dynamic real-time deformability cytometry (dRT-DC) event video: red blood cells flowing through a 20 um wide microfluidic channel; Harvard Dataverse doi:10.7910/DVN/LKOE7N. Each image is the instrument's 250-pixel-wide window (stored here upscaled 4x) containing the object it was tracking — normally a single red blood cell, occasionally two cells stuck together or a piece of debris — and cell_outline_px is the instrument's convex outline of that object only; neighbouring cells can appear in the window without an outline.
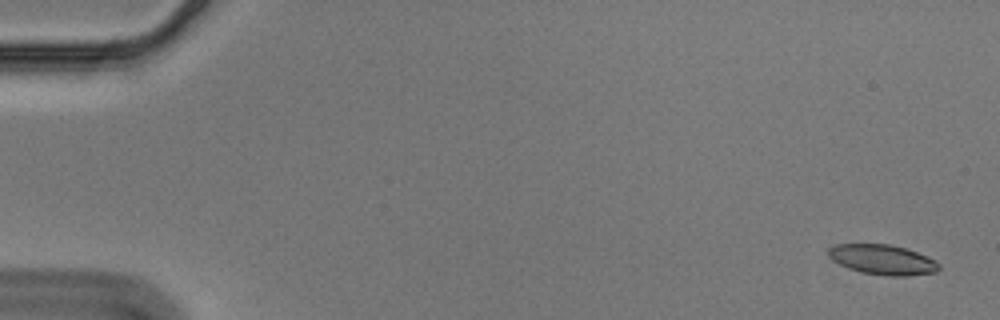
{"species": "Egyptian fruit bat (a non-hibernating species)", "species_latin": "Rousettus aegyptiacus", "temperature_condition": "cold", "stored_images_in_passage": 56, "camera_frame_rate_fps": 3000, "um_per_image_px": 0.085, "animal": {"sex": "male"}, "frame": {"image": 1, "passage_image": 1, "time_ms": 0.0, "image_size_px": [1000, 320], "cell_outline_px": [[940, 268], [936, 272], [904, 276], [888, 276], [860, 272], [848, 268], [832, 260], [828, 256], [828, 248], [836, 244], [892, 244], [916, 252], [936, 260], [940, 264]], "centroid_in_image_um": [75.01, 22.07], "position_along_channel_um": 10.0, "area_um2": 19.36}}
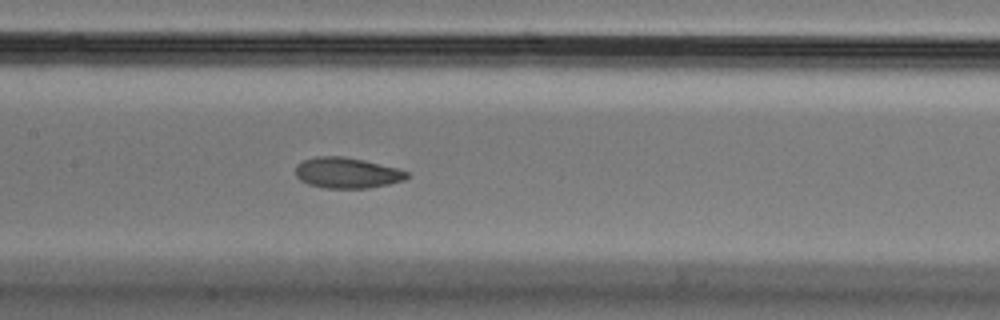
{"frame": {"image": 2, "passage_image": 27, "time_ms": 8.667, "image_size_px": [1000, 320], "cell_outline_px": [[412, 176], [404, 180], [388, 184], [368, 188], [324, 188], [308, 184], [300, 180], [296, 176], [296, 164], [304, 160], [316, 156], [344, 156], [364, 160], [400, 168], [408, 172]], "centroid_in_image_um": [29.52, 14.69], "position_along_channel_um": 177.9, "area_um2": 20.17}}
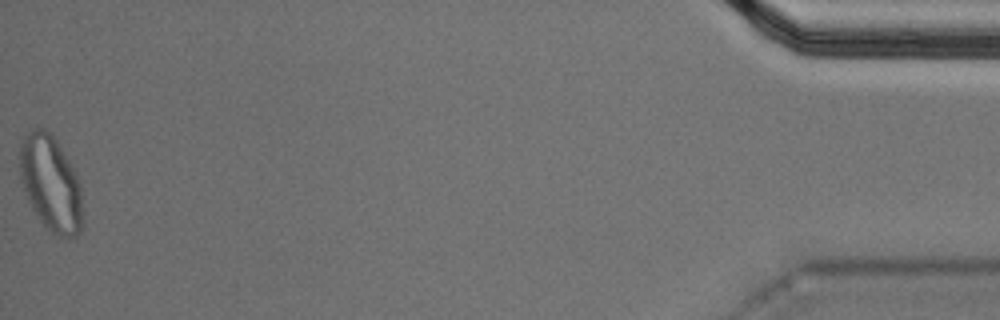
{"frame": {"image": 3, "passage_image": 56, "time_ms": 18.333, "image_size_px": [1000, 320], "cell_outline_px": [[84, 224], [80, 232], [76, 236], [56, 236], [44, 228], [32, 208], [24, 192], [20, 180], [20, 144], [24, 136], [32, 128], [44, 128], [56, 140], [68, 160], [80, 184], [84, 220]], "centroid_in_image_um": [4.31, 15.65], "position_along_channel_um": 430.9, "area_um2": 35.26}, "authors_computed_cell_mechanics": {"area_um2": 20.3456, "velocity_mm_per_s": 3.5516, "shape_relaxation_time_tau1_ms": 8.3325, "shape_relaxation_time_tau2_ms": 2.1665, "deformation_change_tau1": 0.176, "deformation_change_tau2": 0.0738}}